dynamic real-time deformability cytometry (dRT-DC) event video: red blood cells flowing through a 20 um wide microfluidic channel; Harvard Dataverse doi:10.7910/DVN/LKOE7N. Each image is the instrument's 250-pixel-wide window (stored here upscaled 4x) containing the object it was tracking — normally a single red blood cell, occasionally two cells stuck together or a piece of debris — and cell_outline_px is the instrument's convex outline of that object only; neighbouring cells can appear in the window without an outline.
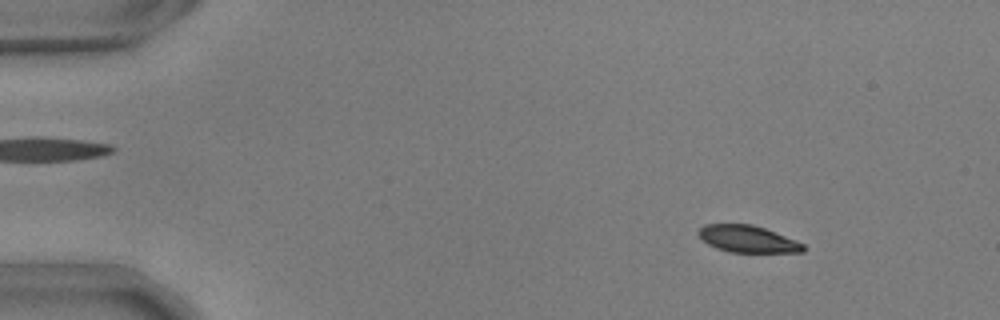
{"species": "common noctule bat (a hibernating species)", "species_latin": "Nyctalus noctula", "temperature_condition": "warm", "stored_images_in_passage": 55, "camera_frame_rate_fps": 3000, "um_per_image_px": 0.085, "animal": {"sex": "male", "body_mass_g": 17.9, "forearm_length_mm": 54.2}, "frame": {"image": 1, "passage_image": 7, "time_ms": 2.0, "image_size_px": [1000, 320], "cell_outline_px": [[804, 252], [728, 252], [716, 248], [708, 244], [696, 232], [704, 224], [752, 224], [764, 228], [796, 240], [804, 244]], "centroid_in_image_um": [63.54, 20.31], "position_along_channel_um": 21.5, "area_um2": 16.36}}
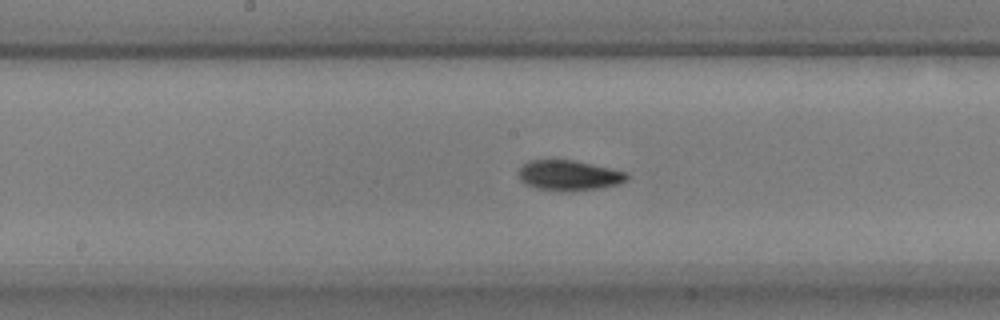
{"frame": {"image": 2, "passage_image": 29, "time_ms": 9.333, "image_size_px": [1000, 320], "cell_outline_px": [[628, 180], [620, 184], [600, 188], [564, 192], [560, 192], [536, 188], [524, 184], [520, 180], [520, 168], [528, 160], [572, 160], [628, 172]], "centroid_in_image_um": [48.37, 14.93], "position_along_channel_um": 199.8, "area_um2": 19.19}}
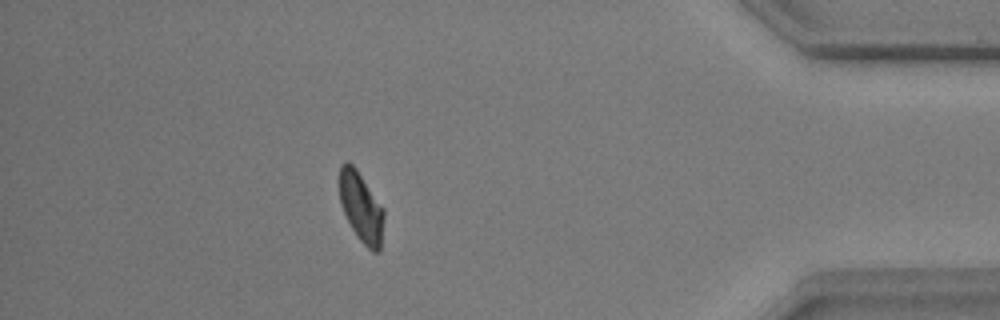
{"frame": {"image": 3, "passage_image": 49, "time_ms": 16.0, "image_size_px": [1000, 320], "cell_outline_px": [[384, 216], [380, 252], [372, 252], [360, 240], [352, 228], [340, 204], [336, 180], [340, 164], [344, 160], [348, 160], [356, 168], [384, 208]], "centroid_in_image_um": [30.64, 17.53], "position_along_channel_um": 404.6, "area_um2": 18.67}, "authors_computed_cell_mechanics": {"area_um2": 18.5538, "velocity_mm_per_s": 3.6844, "shape_relaxation_time_tau1_ms": 4.7645, "shape_relaxation_time_tau2_ms": 3.8185, "deformation_change_tau1": 0.1446, "deformation_change_tau2": 0.068}}